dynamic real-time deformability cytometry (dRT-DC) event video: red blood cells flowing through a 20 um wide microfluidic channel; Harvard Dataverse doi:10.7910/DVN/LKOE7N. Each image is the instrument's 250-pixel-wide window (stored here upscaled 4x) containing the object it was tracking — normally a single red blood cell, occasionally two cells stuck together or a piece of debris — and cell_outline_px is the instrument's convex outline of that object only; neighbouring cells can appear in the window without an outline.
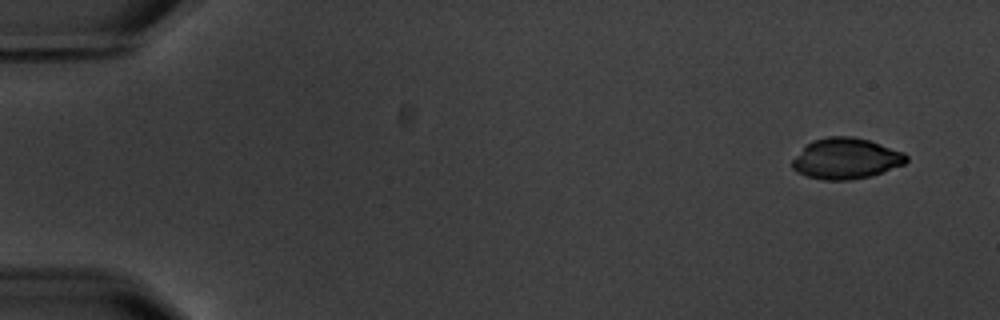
{"species": "common noctule bat (a hibernating species)", "species_latin": "Nyctalus noctula", "temperature_condition": "warm", "stored_images_in_passage": 3, "camera_frame_rate_fps": 3000, "um_per_image_px": 0.085, "animal": {"sex": "male", "body_mass_g": 20.1, "forearm_length_mm": 53.5}, "frame": {"image": 1, "passage_image": 1, "time_ms": 0.0, "image_size_px": [1000, 320], "cell_outline_px": [[908, 160], [904, 164], [868, 176], [852, 180], [824, 180], [808, 176], [796, 172], [792, 168], [792, 160], [812, 140], [828, 136], [852, 136], [868, 140], [904, 152], [908, 156]], "centroid_in_image_um": [71.9, 13.47], "position_along_channel_um": 13.1, "area_um2": 26.88}}